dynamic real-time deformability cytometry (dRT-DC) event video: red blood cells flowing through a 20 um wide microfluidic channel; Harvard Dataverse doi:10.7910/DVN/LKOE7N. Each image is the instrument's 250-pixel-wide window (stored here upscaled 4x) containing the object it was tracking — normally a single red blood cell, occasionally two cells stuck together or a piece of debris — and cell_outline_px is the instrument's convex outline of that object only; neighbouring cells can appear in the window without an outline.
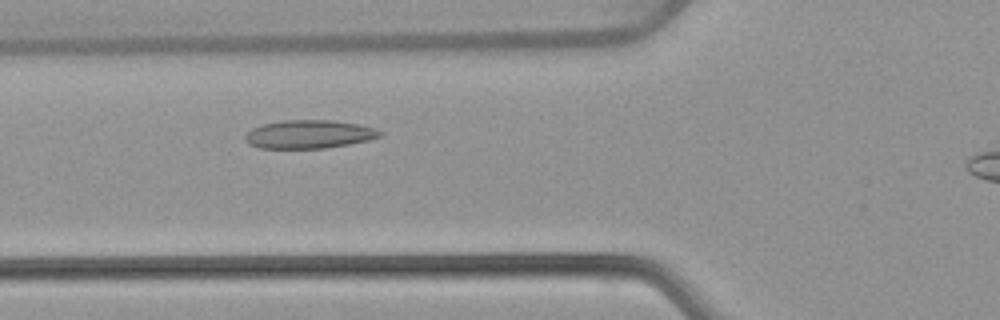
{"species": "common noctule bat (a hibernating species)", "species_latin": "Nyctalus noctula", "temperature_condition": "warm", "stored_images_in_passage": 41, "camera_frame_rate_fps": 3000, "um_per_image_px": 0.085, "animal": {"sex": "female", "body_mass_g": 22.7, "forearm_length_mm": 54.2}, "frame": {"image": 1, "passage_image": 14, "time_ms": 4.333, "image_size_px": [1000, 320], "cell_outline_px": [[384, 132], [380, 136], [368, 140], [328, 148], [260, 148], [248, 144], [244, 140], [244, 136], [252, 128], [264, 124], [284, 120], [332, 120], [360, 124], [376, 128]], "centroid_in_image_um": [26.28, 11.41], "position_along_channel_um": 99.5, "area_um2": 22.37}}
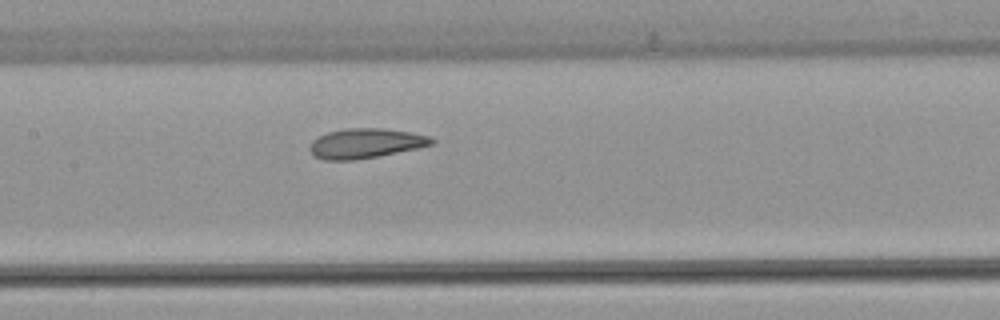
{"frame": {"image": 2, "passage_image": 20, "time_ms": 6.333, "image_size_px": [1000, 320], "cell_outline_px": [[436, 140], [432, 144], [416, 148], [356, 160], [324, 160], [316, 156], [308, 148], [312, 140], [328, 132], [344, 128], [384, 128], [412, 132], [428, 136]], "centroid_in_image_um": [31.06, 12.17], "position_along_channel_um": 176.3, "area_um2": 20.98}}
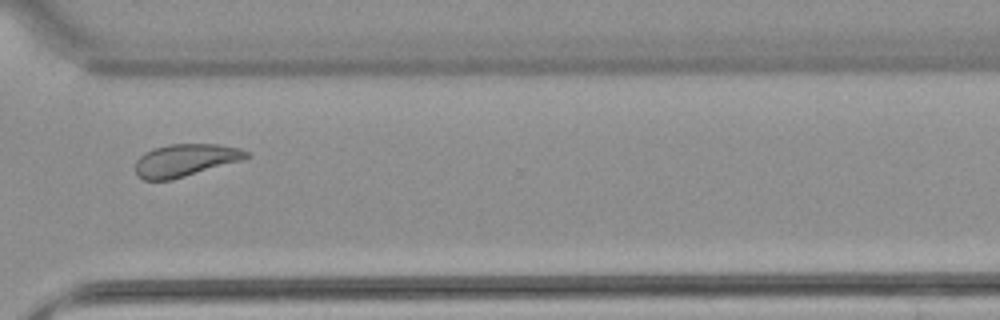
{"frame": {"image": 3, "passage_image": 34, "time_ms": 11.0, "image_size_px": [1000, 320], "cell_outline_px": [[252, 156], [240, 160], [172, 180], [144, 180], [136, 176], [136, 160], [144, 152], [152, 148], [168, 144], [220, 144], [240, 148], [248, 152]], "centroid_in_image_um": [15.72, 13.61], "position_along_channel_um": 354.9, "area_um2": 21.04}}